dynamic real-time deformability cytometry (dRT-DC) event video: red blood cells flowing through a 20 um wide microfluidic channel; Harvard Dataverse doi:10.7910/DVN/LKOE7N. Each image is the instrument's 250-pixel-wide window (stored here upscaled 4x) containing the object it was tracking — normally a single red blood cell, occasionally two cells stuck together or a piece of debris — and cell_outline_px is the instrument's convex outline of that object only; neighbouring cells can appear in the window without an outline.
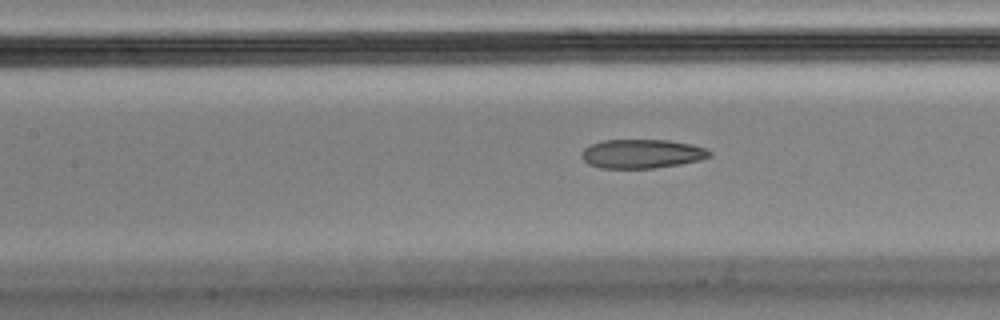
{"species": "Egyptian fruit bat (a non-hibernating species)", "species_latin": "Rousettus aegyptiacus", "temperature_condition": "cold", "stored_images_in_passage": 24, "camera_frame_rate_fps": 3000, "um_per_image_px": 0.085, "animal": {"sex": "male"}, "frame": {"image": 1, "passage_image": 21, "time_ms": 6.667, "image_size_px": [1000, 320], "cell_outline_px": [[712, 156], [700, 160], [680, 164], [656, 168], [600, 168], [588, 164], [580, 156], [584, 148], [592, 144], [604, 140], [668, 140], [692, 144], [708, 148], [712, 152]], "centroid_in_image_um": [54.6, 13.07], "position_along_channel_um": 152.8, "area_um2": 21.79}}